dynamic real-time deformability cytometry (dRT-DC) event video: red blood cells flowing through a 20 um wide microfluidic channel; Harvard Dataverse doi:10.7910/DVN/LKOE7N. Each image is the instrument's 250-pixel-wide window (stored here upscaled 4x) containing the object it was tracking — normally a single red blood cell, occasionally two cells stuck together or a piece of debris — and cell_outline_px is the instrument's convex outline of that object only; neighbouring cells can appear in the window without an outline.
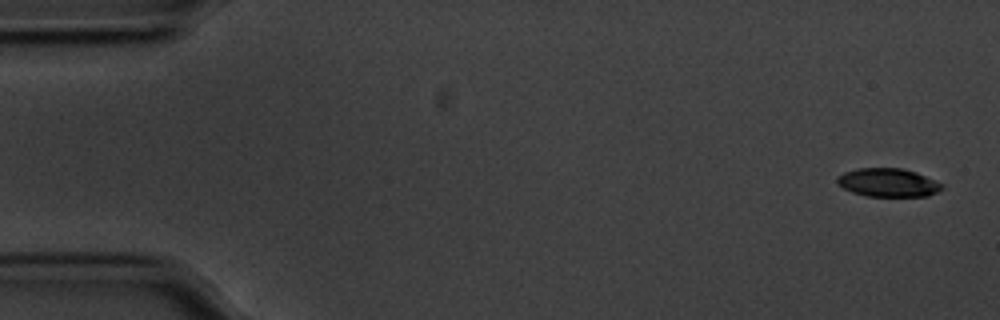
{"species": "common noctule bat (a hibernating species)", "species_latin": "Nyctalus noctula", "temperature_condition": "cold", "stored_images_in_passage": 55, "camera_frame_rate_fps": 3000, "um_per_image_px": 0.085, "animal": {"sex": "male", "body_mass_g": 20.1, "forearm_length_mm": 53.5}, "frame": {"image": 1, "passage_image": 1, "time_ms": 0.0, "image_size_px": [1000, 320], "cell_outline_px": [[944, 188], [928, 196], [868, 196], [852, 192], [836, 184], [836, 176], [844, 172], [856, 168], [900, 168], [916, 172], [944, 184]], "centroid_in_image_um": [75.47, 15.51], "position_along_channel_um": 9.5, "area_um2": 17.46}}
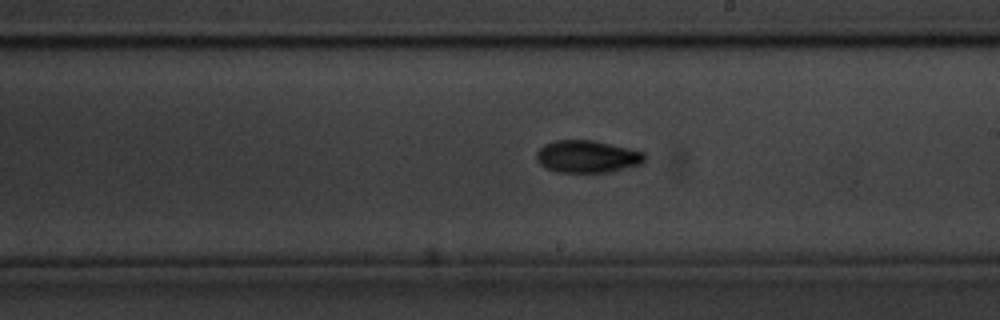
{"frame": {"image": 2, "passage_image": 31, "time_ms": 10.0, "image_size_px": [1000, 320], "cell_outline_px": [[644, 160], [640, 164], [612, 172], [556, 172], [544, 168], [536, 160], [536, 152], [544, 144], [556, 140], [592, 140], [628, 148], [644, 152]], "centroid_in_image_um": [49.87, 13.31], "position_along_channel_um": 239.1, "area_um2": 20.4}}
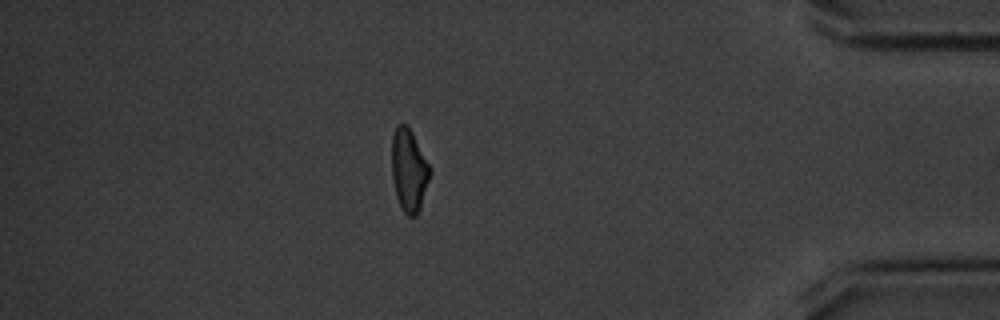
{"frame": {"image": 3, "passage_image": 48, "time_ms": 15.667, "image_size_px": [1000, 320], "cell_outline_px": [[432, 172], [420, 208], [416, 216], [408, 216], [404, 212], [396, 196], [392, 176], [392, 136], [396, 124], [408, 124], [432, 168]], "centroid_in_image_um": [34.78, 14.43], "position_along_channel_um": 400.4, "area_um2": 18.61}, "authors_computed_cell_mechanics": {"area_um2": 18.785, "velocity_mm_per_s": 3.542, "shape_relaxation_time_tau1_ms": 3.5178, "shape_relaxation_time_tau2_ms": null, "deformation_change_tau1": 0.1408, "deformation_change_tau2": null}}